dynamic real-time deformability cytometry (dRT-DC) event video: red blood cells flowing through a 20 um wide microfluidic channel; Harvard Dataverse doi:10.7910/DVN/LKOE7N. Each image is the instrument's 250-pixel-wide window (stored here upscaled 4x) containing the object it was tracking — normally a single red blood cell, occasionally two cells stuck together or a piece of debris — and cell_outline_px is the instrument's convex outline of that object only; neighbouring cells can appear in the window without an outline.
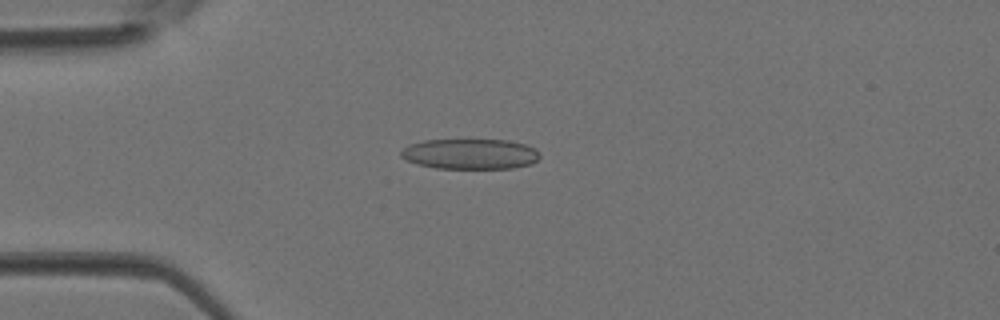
{"species": "Egyptian fruit bat (a non-hibernating species)", "species_latin": "Rousettus aegyptiacus", "temperature_condition": "room temperature", "stored_images_in_passage": 1, "camera_frame_rate_fps": 3000, "um_per_image_px": 0.085, "animal": {"sex": "female"}, "frame": {"image": 1, "passage_image": 1, "time_ms": 0.0, "image_size_px": [1000, 320], "cell_outline_px": [[540, 156], [532, 164], [512, 168], [436, 168], [416, 164], [400, 156], [400, 152], [408, 144], [424, 140], [508, 140], [524, 144], [536, 148], [540, 152]], "centroid_in_image_um": [39.97, 13.08], "position_along_channel_um": 45.0, "area_um2": 24.62}}